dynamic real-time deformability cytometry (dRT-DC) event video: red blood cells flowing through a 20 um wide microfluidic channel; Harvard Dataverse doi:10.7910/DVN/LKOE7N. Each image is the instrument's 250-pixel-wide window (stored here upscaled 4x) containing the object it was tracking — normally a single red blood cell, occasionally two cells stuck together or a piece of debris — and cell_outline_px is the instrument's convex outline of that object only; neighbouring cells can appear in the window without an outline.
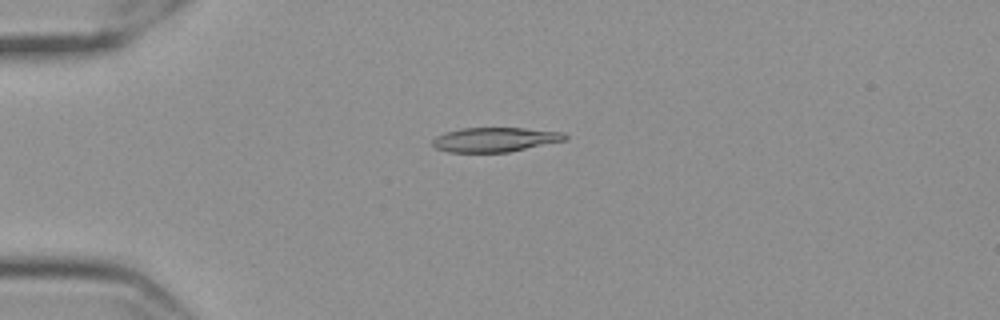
{"species": "Egyptian fruit bat (a non-hibernating species)", "species_latin": "Rousettus aegyptiacus", "temperature_condition": "cold", "stored_images_in_passage": 44, "camera_frame_rate_fps": 3000, "um_per_image_px": 0.085, "frame": {"image": 1, "passage_image": 1, "time_ms": 0.0, "image_size_px": [1000, 320], "cell_outline_px": [[568, 140], [508, 152], [448, 152], [436, 148], [432, 144], [432, 140], [436, 136], [460, 128], [524, 128], [564, 132], [568, 136]], "centroid_in_image_um": [42.11, 11.86], "position_along_channel_um": 42.9, "area_um2": 18.9}}
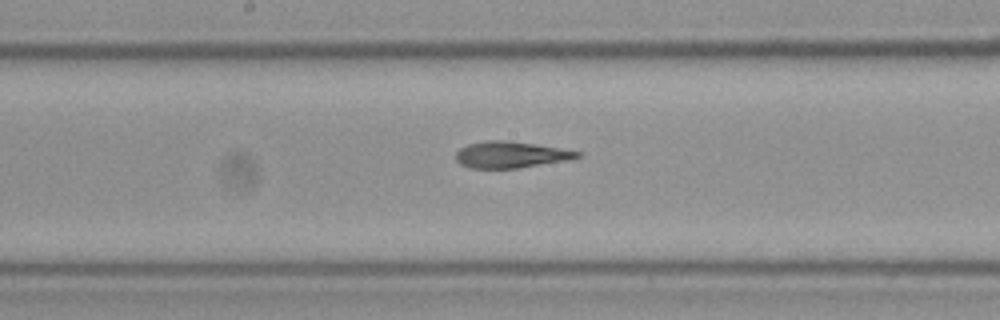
{"frame": {"image": 2, "passage_image": 17, "time_ms": 5.333, "image_size_px": [1000, 320], "cell_outline_px": [[580, 156], [568, 160], [516, 168], [472, 168], [460, 164], [456, 160], [456, 152], [460, 148], [468, 144], [484, 140], [504, 140], [536, 144], [560, 148], [580, 152]], "centroid_in_image_um": [43.37, 13.14], "position_along_channel_um": 204.8, "area_um2": 18.55}}
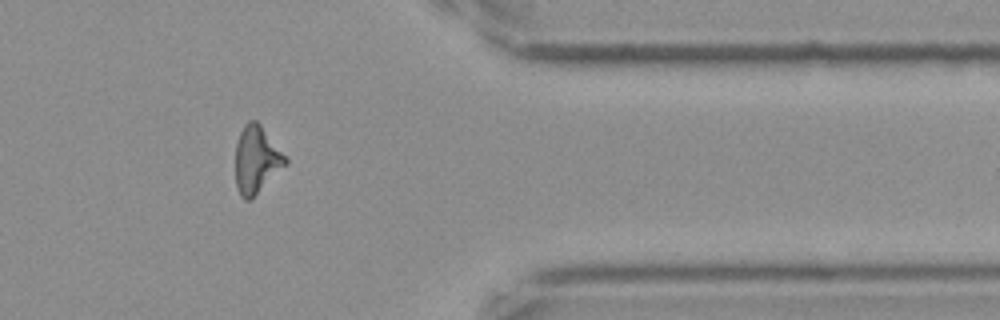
{"frame": {"image": 3, "passage_image": 34, "time_ms": 11.0, "image_size_px": [1000, 320], "cell_outline_px": [[288, 164], [248, 200], [244, 200], [240, 196], [236, 184], [236, 144], [240, 132], [244, 124], [248, 120], [256, 120], [260, 124], [288, 160]], "centroid_in_image_um": [21.78, 13.55], "position_along_channel_um": 389.6, "area_um2": 19.19}, "authors_computed_cell_mechanics": {"area_um2": 19.2185, "velocity_mm_per_s": 3.5468, "shape_relaxation_time_tau1_ms": 5.3903, "shape_relaxation_time_tau2_ms": 3.4962, "deformation_change_tau1": 0.16, "deformation_change_tau2": 0.1214}}